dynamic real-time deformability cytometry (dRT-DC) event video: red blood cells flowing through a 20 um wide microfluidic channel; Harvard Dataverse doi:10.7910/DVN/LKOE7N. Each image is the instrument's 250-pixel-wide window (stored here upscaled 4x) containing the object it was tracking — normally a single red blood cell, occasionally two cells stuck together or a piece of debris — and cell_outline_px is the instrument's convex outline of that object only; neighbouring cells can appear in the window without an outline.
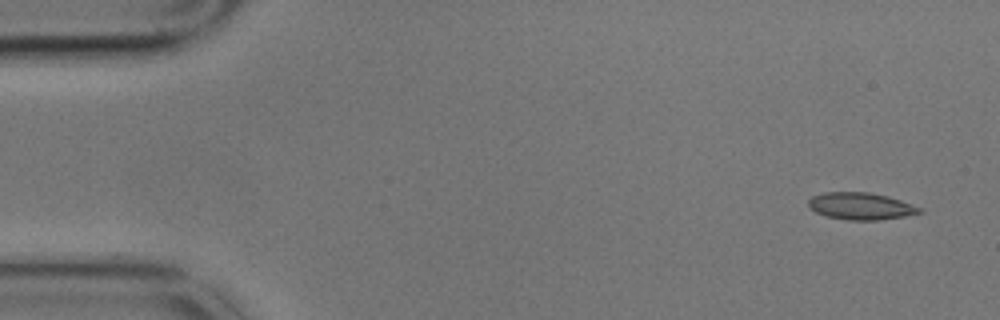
{"species": "common noctule bat (a hibernating species)", "species_latin": "Nyctalus noctula", "temperature_condition": "cold", "stored_images_in_passage": 5, "camera_frame_rate_fps": 3000, "um_per_image_px": 0.085, "animal": {"sex": "male", "body_mass_g": 17.9}, "frame": {"image": 1, "passage_image": 1, "time_ms": 0.0, "image_size_px": [1000, 320], "cell_outline_px": [[924, 212], [904, 216], [880, 220], [848, 220], [828, 216], [816, 212], [808, 208], [808, 200], [812, 196], [824, 192], [868, 192], [888, 196], [924, 208]], "centroid_in_image_um": [73.18, 17.52], "position_along_channel_um": 11.8, "area_um2": 17.63}}
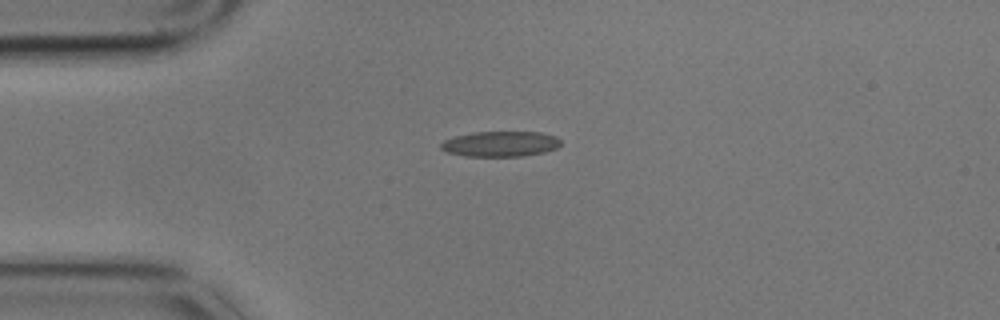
{"frame": {"image": 2, "passage_image": 5, "time_ms": 1.333, "image_size_px": [1000, 320], "cell_outline_px": [[560, 144], [556, 148], [544, 152], [524, 156], [464, 156], [448, 152], [440, 148], [440, 144], [444, 140], [456, 136], [472, 132], [540, 132], [556, 136], [560, 140]], "centroid_in_image_um": [42.53, 12.23], "position_along_channel_um": 42.5, "area_um2": 17.69}}